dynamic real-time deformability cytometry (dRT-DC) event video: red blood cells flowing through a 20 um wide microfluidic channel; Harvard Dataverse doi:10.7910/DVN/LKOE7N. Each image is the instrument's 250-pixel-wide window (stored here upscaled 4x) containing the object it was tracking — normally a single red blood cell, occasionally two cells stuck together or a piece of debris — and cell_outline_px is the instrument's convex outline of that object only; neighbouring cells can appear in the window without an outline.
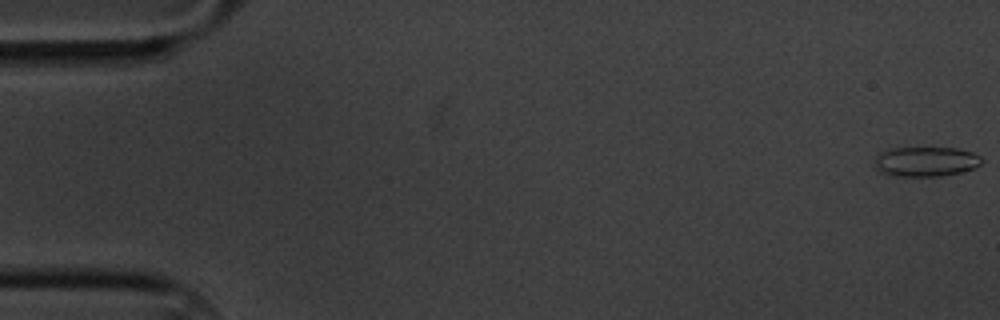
{"species": "common noctule bat (a hibernating species)", "species_latin": "Nyctalus noctula", "temperature_condition": "cold", "stored_images_in_passage": 59, "camera_frame_rate_fps": 3000, "um_per_image_px": 0.085, "animal": {"sex": "male", "body_mass_g": 20.1, "forearm_length_mm": 53.5}, "frame": {"image": 1, "passage_image": 1, "time_ms": 0.0, "image_size_px": [1000, 320], "cell_outline_px": [[984, 160], [980, 164], [972, 168], [960, 172], [940, 176], [888, 176], [880, 172], [876, 168], [876, 156], [880, 152], [892, 148], [956, 148], [972, 152], [980, 156]], "centroid_in_image_um": [78.68, 13.74], "position_along_channel_um": 6.3, "area_um2": 18.55}}
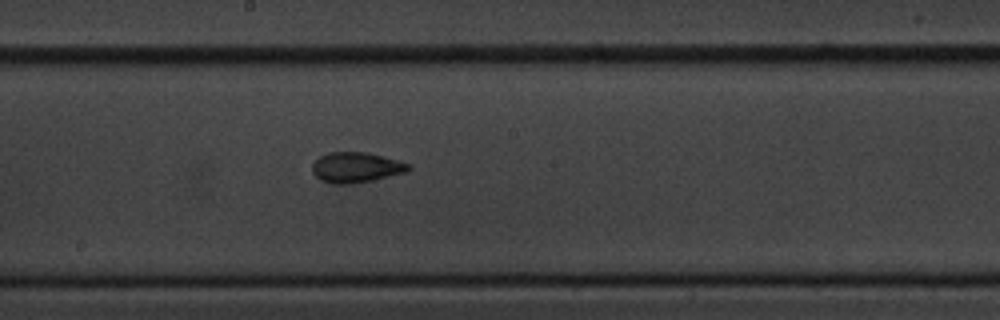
{"frame": {"image": 2, "passage_image": 32, "time_ms": 10.333, "image_size_px": [1000, 320], "cell_outline_px": [[412, 168], [408, 172], [372, 180], [352, 184], [332, 184], [320, 180], [312, 172], [312, 164], [320, 156], [328, 152], [368, 152], [412, 164]], "centroid_in_image_um": [30.29, 14.23], "position_along_channel_um": 217.9, "area_um2": 17.22}}
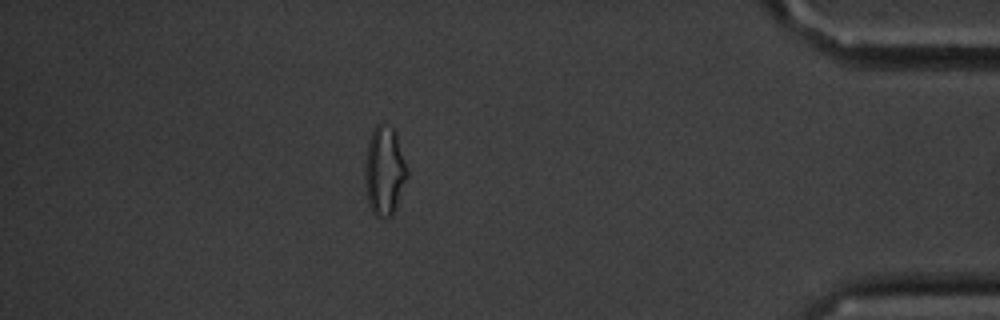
{"frame": {"image": 3, "passage_image": 52, "time_ms": 17.0, "image_size_px": [1000, 320], "cell_outline_px": [[408, 176], [396, 208], [392, 216], [388, 220], [380, 220], [372, 212], [368, 204], [364, 184], [364, 164], [368, 140], [376, 124], [380, 124], [392, 128], [396, 132], [408, 172]], "centroid_in_image_um": [32.65, 14.61], "position_along_channel_um": 402.5, "area_um2": 22.43}, "authors_computed_cell_mechanics": {"area_um2": 16.9932, "velocity_mm_per_s": 3.4077, "shape_relaxation_time_tau1_ms": 4.0538, "shape_relaxation_time_tau2_ms": 2.104, "deformation_change_tau1": 0.1201, "deformation_change_tau2": 0.068}}